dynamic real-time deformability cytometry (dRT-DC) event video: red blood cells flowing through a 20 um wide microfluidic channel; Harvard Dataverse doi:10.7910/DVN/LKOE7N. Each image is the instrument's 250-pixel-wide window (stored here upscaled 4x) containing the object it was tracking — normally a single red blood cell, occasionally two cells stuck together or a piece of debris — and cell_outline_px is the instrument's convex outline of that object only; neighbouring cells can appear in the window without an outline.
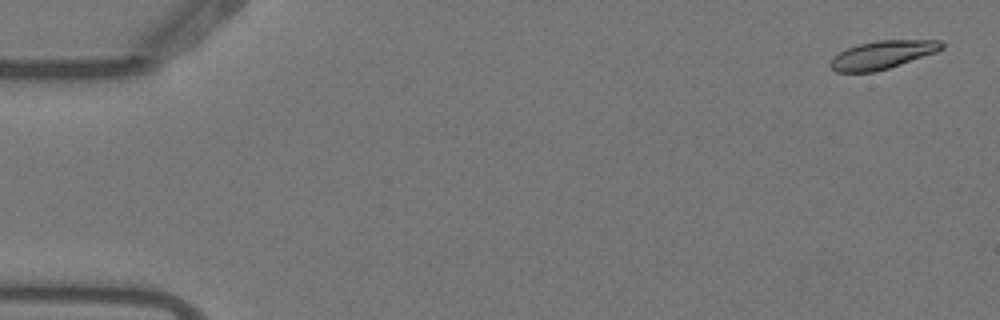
{"species": "Egyptian fruit bat (a non-hibernating species)", "species_latin": "Rousettus aegyptiacus", "temperature_condition": "warm", "stored_images_in_passage": 4, "camera_frame_rate_fps": 3000, "um_per_image_px": 0.085, "animal": {"sex": "female"}, "frame": {"image": 1, "passage_image": 1, "time_ms": 0.0, "image_size_px": [1000, 320], "cell_outline_px": [[944, 48], [936, 52], [888, 68], [872, 72], [836, 72], [828, 64], [832, 56], [848, 48], [860, 44], [876, 40], [940, 40], [944, 44]], "centroid_in_image_um": [74.98, 4.65], "position_along_channel_um": 10.0, "area_um2": 18.15}}
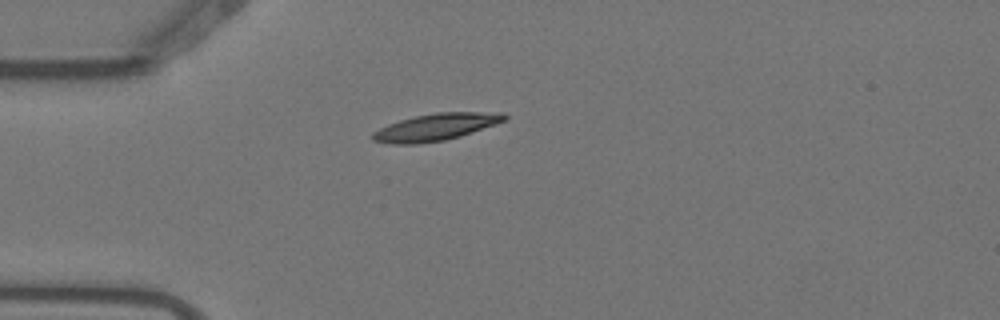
{"frame": {"image": 2, "passage_image": 4, "time_ms": 1.0, "image_size_px": [1000, 320], "cell_outline_px": [[508, 116], [504, 120], [496, 124], [460, 136], [444, 140], [416, 144], [392, 144], [372, 140], [372, 132], [388, 124], [400, 120], [416, 116], [436, 112], [504, 112]], "centroid_in_image_um": [37.04, 10.79], "position_along_channel_um": 48.0, "area_um2": 20.63}}